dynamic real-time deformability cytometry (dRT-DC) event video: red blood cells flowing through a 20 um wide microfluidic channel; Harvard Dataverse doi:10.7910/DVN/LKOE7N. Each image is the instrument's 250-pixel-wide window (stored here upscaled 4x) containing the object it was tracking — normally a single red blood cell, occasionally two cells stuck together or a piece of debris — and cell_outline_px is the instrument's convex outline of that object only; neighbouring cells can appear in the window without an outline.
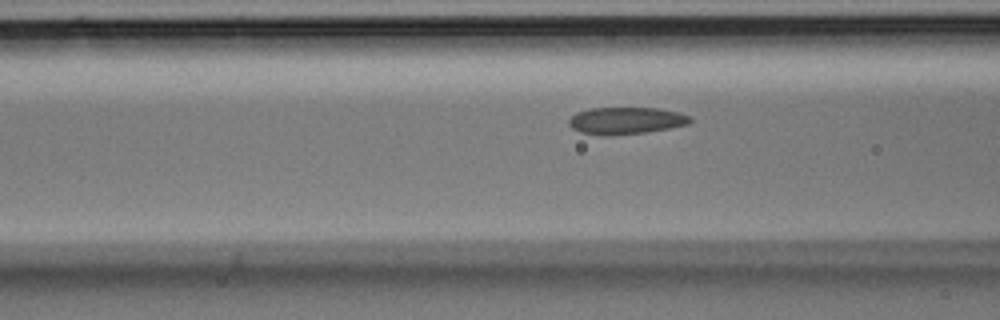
{"species": "Egyptian fruit bat (a non-hibernating species)", "species_latin": "Rousettus aegyptiacus", "temperature_condition": "room temperature", "stored_images_in_passage": 7, "segment_of_instrument_passage": [2, 2], "camera_frame_rate_fps": 3000, "um_per_image_px": 0.085, "animal": {"sex": "male"}, "frame": {"image": 1, "passage_image": 7, "time_ms": 2.0, "image_size_px": [1000, 320], "cell_outline_px": [[692, 120], [688, 124], [668, 128], [644, 132], [608, 136], [604, 136], [580, 132], [572, 128], [568, 124], [568, 120], [576, 112], [588, 108], [660, 108], [680, 112], [692, 116]], "centroid_in_image_um": [53.2, 10.24], "position_along_channel_um": 113.4, "area_um2": 19.25}}